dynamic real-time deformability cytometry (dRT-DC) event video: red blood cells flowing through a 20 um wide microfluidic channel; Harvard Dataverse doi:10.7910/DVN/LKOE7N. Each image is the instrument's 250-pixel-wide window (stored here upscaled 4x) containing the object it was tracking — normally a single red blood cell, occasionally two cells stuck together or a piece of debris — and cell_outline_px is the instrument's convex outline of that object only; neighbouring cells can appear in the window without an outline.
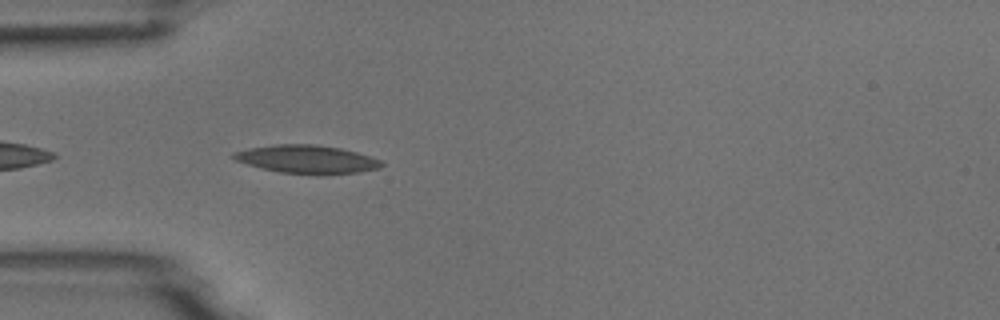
{"species": "common noctule bat (a hibernating species)", "species_latin": "Nyctalus noctula", "temperature_condition": "room temperature", "stored_images_in_passage": 4, "camera_frame_rate_fps": 3000, "um_per_image_px": 0.085, "animal": {"sex": "male", "body_mass_g": 18.8}, "frame": {"image": 1, "passage_image": 4, "time_ms": 4.333, "image_size_px": [1000, 320], "cell_outline_px": [[384, 164], [380, 168], [356, 172], [324, 176], [316, 176], [280, 172], [248, 164], [236, 160], [232, 156], [232, 152], [248, 148], [276, 144], [312, 144], [340, 148], [356, 152], [380, 160]], "centroid_in_image_um": [26.1, 13.55], "position_along_channel_um": 58.9, "area_um2": 24.45}}